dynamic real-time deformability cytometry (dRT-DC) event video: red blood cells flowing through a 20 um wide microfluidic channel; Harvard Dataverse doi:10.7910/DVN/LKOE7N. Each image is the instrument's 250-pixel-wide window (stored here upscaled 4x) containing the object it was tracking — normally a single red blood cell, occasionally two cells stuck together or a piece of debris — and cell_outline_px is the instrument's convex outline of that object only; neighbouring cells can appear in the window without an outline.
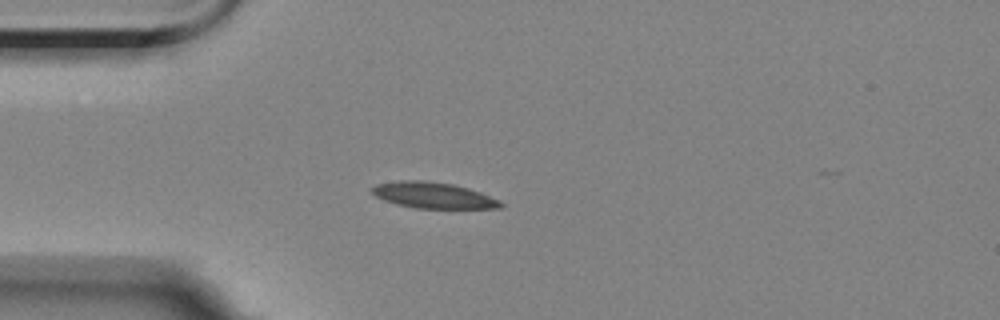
{"species": "Egyptian fruit bat (a non-hibernating species)", "species_latin": "Rousettus aegyptiacus", "temperature_condition": "room temperature", "stored_images_in_passage": 5, "camera_frame_rate_fps": 3000, "um_per_image_px": 0.085, "animal": {"sex": "female"}, "frame": {"image": 1, "passage_image": 1, "time_ms": 0.0, "image_size_px": [1000, 320], "cell_outline_px": [[504, 204], [500, 208], [416, 208], [396, 204], [384, 200], [376, 196], [372, 192], [372, 188], [376, 184], [400, 180], [420, 180], [452, 184], [468, 188], [480, 192], [500, 200]], "centroid_in_image_um": [36.83, 16.6], "position_along_channel_um": 48.2, "area_um2": 19.36}}
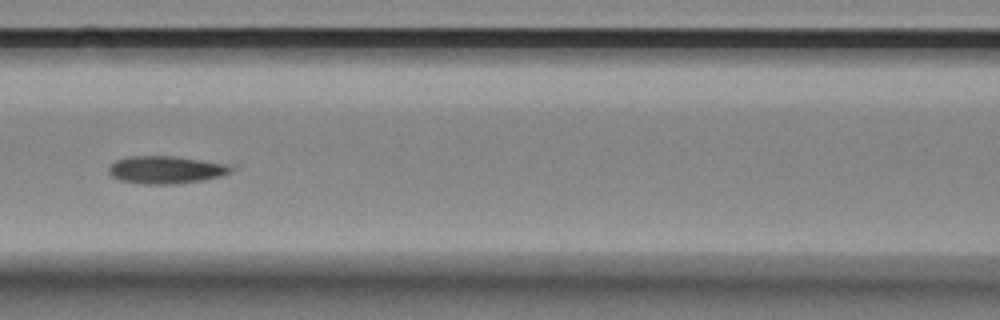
{"frame": {"image": 2, "passage_image": 4, "time_ms": 3.333, "image_size_px": [1000, 320], "cell_outline_px": [[244, 168], [220, 176], [204, 180], [176, 184], [140, 184], [120, 180], [112, 176], [108, 172], [108, 168], [116, 160], [128, 156], [176, 156], [240, 164]], "centroid_in_image_um": [14.32, 14.41], "position_along_channel_um": 152.3, "area_um2": 20.63}}
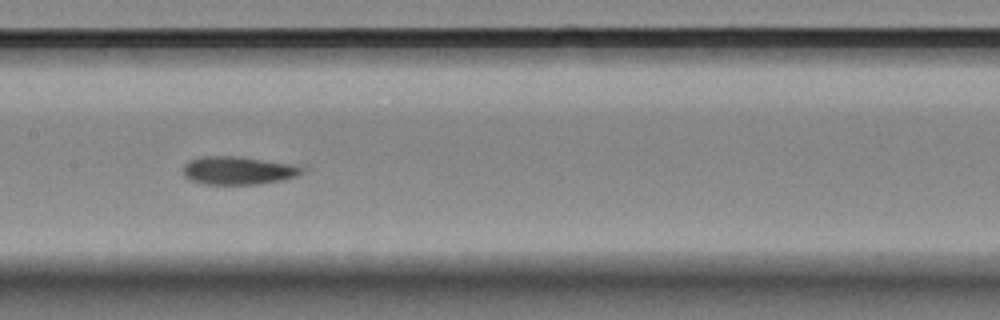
{"frame": {"image": 3, "passage_image": 5, "time_ms": 4.333, "image_size_px": [1000, 320], "cell_outline_px": [[312, 168], [296, 176], [284, 180], [260, 184], [204, 184], [192, 180], [184, 176], [184, 164], [188, 160], [204, 156], [236, 156], [308, 164]], "centroid_in_image_um": [20.45, 14.47], "position_along_channel_um": 186.9, "area_um2": 20.35}}